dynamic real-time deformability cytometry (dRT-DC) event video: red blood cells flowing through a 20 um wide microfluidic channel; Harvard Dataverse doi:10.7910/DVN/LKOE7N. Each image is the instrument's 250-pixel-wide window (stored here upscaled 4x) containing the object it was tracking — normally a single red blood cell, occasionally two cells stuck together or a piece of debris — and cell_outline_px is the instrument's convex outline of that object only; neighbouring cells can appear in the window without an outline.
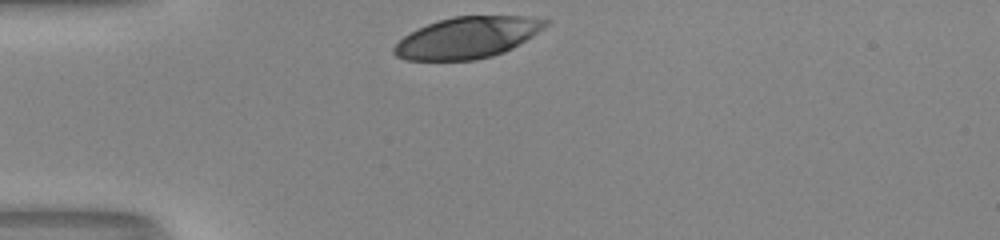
{"species": "human", "species_latin": "Homo sapiens", "temperature_condition": "room temperature", "stored_images_in_passage": 29, "camera_frame_rate_fps": 3000, "um_per_image_px": 0.085, "donor": {"sex": "male"}, "frame": {"image": 1, "passage_image": 1, "time_ms": 0.0, "image_size_px": [1000, 240], "cell_outline_px": [[552, 20], [544, 28], [532, 36], [512, 48], [504, 52], [492, 56], [476, 60], [404, 60], [396, 56], [392, 52], [392, 48], [404, 36], [428, 24], [452, 16], [524, 16]], "centroid_in_image_um": [39.74, 3.2], "position_along_channel_um": 45.3, "area_um2": 36.36}}
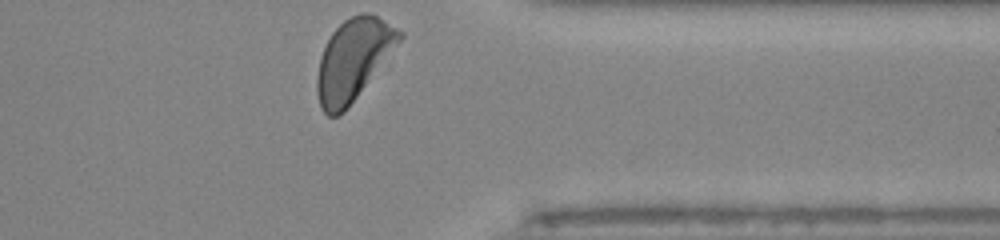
{"frame": {"image": 2, "passage_image": 29, "time_ms": 9.333, "image_size_px": [1000, 240], "cell_outline_px": [[404, 36], [344, 112], [336, 116], [328, 116], [320, 108], [316, 92], [316, 80], [320, 56], [332, 32], [344, 20], [360, 12], [368, 12], [376, 16], [404, 32]], "centroid_in_image_um": [30.0, 5.07], "position_along_channel_um": 381.4, "area_um2": 38.49}, "authors_computed_cell_mechanics": {"area_um2": 38.7838, "velocity_mm_per_s": 3.9635, "shape_relaxation_time_tau1_ms": 2.6469, "shape_relaxation_time_tau2_ms": null, "deformation_change_tau1": 0.1653, "deformation_change_tau2": null}}